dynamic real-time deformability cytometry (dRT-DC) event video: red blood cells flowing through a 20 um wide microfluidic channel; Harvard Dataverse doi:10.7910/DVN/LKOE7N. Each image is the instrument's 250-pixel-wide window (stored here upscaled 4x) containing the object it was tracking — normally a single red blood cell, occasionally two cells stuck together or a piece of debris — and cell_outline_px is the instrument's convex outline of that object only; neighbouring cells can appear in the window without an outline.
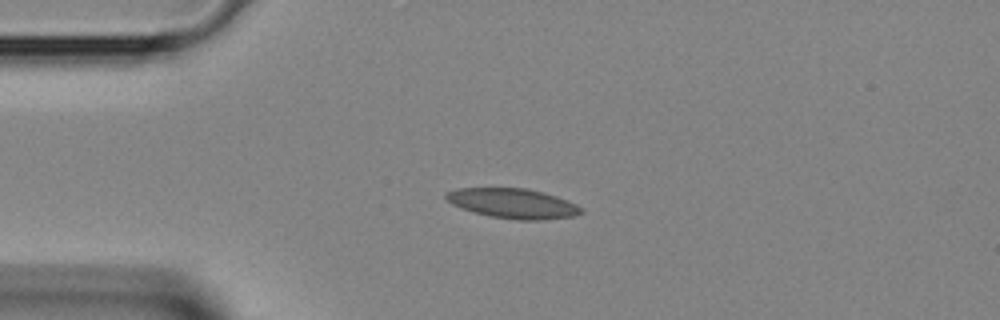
{"species": "Egyptian fruit bat (a non-hibernating species)", "species_latin": "Rousettus aegyptiacus", "temperature_condition": "room temperature", "stored_images_in_passage": 2, "camera_frame_rate_fps": 3000, "um_per_image_px": 0.085, "animal": {"sex": "female"}, "frame": {"image": 1, "passage_image": 1, "time_ms": 0.0, "image_size_px": [1000, 320], "cell_outline_px": [[584, 212], [572, 216], [544, 220], [516, 220], [492, 216], [460, 208], [452, 204], [444, 196], [444, 192], [456, 188], [528, 188], [544, 192], [556, 196], [576, 204], [584, 208]], "centroid_in_image_um": [43.6, 17.28], "position_along_channel_um": 41.4, "area_um2": 23.58}}